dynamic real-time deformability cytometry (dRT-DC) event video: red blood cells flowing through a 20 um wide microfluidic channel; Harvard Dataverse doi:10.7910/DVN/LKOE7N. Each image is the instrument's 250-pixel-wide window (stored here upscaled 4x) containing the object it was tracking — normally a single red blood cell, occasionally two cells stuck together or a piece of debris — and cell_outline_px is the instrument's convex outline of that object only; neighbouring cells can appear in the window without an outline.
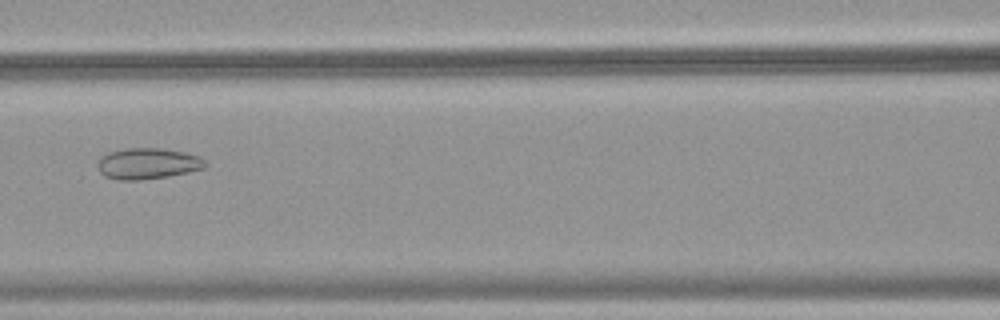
{"species": "common noctule bat (a hibernating species)", "species_latin": "Nyctalus noctula", "temperature_condition": "warm", "stored_images_in_passage": 45, "camera_frame_rate_fps": 3000, "um_per_image_px": 0.085, "animal": {"sex": "female", "body_mass_g": 18.4}, "frame": {"image": 1, "passage_image": 17, "time_ms": 5.333, "image_size_px": [1000, 320], "cell_outline_px": [[208, 164], [204, 168], [188, 172], [168, 176], [140, 180], [116, 180], [104, 176], [100, 172], [96, 164], [100, 156], [108, 152], [128, 148], [160, 148], [184, 152], [200, 156]], "centroid_in_image_um": [12.53, 13.9], "position_along_channel_um": 154.1, "area_um2": 19.65}}
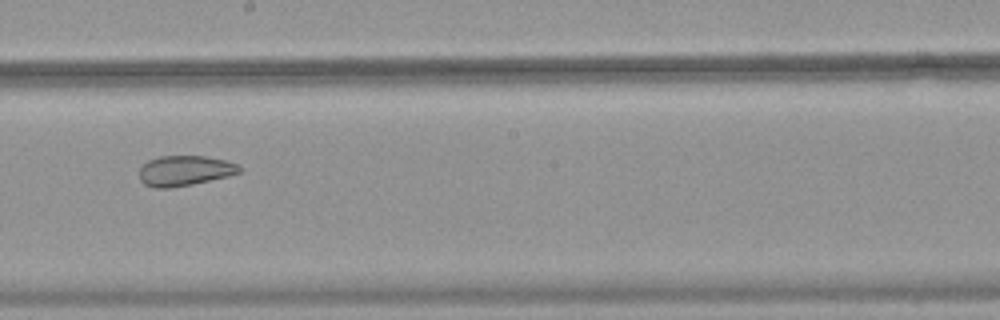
{"frame": {"image": 2, "passage_image": 23, "time_ms": 7.333, "image_size_px": [1000, 320], "cell_outline_px": [[240, 172], [228, 176], [192, 184], [168, 188], [156, 188], [144, 184], [140, 180], [140, 168], [148, 160], [160, 156], [204, 156], [224, 160], [240, 164]], "centroid_in_image_um": [15.7, 14.5], "position_along_channel_um": 232.5, "area_um2": 17.51}}
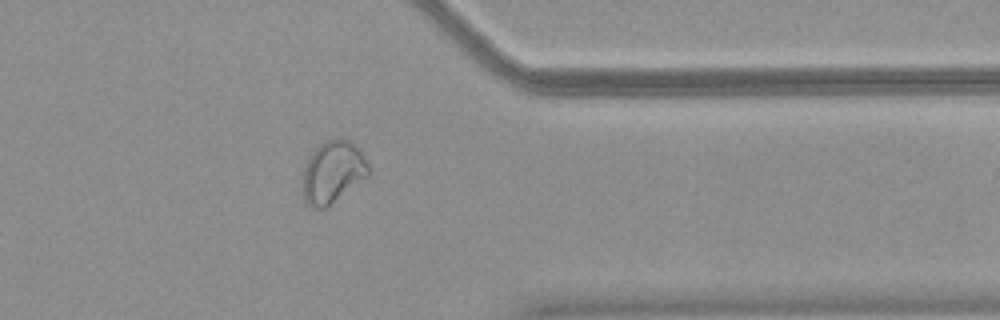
{"frame": {"image": 3, "passage_image": 35, "time_ms": 11.333, "image_size_px": [1000, 320], "cell_outline_px": [[372, 172], [368, 176], [324, 208], [316, 208], [304, 204], [304, 164], [308, 156], [320, 144], [328, 140], [340, 136], [352, 140], [360, 148], [372, 168]], "centroid_in_image_um": [28.34, 14.56], "position_along_channel_um": 383.1, "area_um2": 24.16}}